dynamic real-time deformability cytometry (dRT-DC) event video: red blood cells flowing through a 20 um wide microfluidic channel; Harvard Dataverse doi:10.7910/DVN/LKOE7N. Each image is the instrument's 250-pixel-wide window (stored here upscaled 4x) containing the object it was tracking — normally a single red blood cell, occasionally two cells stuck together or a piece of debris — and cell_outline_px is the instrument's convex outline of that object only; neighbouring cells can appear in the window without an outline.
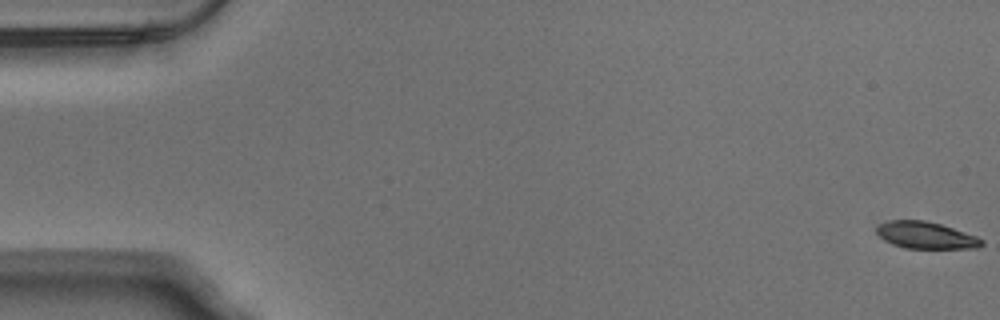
{"species": "Egyptian fruit bat (a non-hibernating species)", "species_latin": "Rousettus aegyptiacus", "temperature_condition": "warm", "stored_images_in_passage": 14, "camera_frame_rate_fps": 3000, "um_per_image_px": 0.085, "animal": {"sex": "male"}, "frame": {"image": 1, "passage_image": 1, "time_ms": 0.0, "image_size_px": [1000, 320], "cell_outline_px": [[984, 244], [980, 248], [908, 248], [892, 244], [884, 240], [876, 232], [876, 228], [880, 224], [888, 220], [924, 220], [940, 224], [976, 236], [984, 240]], "centroid_in_image_um": [78.7, 20.0], "position_along_channel_um": 6.3, "area_um2": 16.36}}
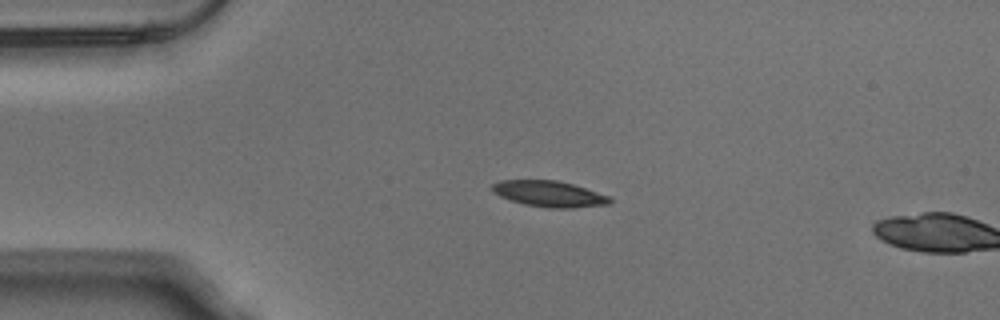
{"frame": {"image": 2, "passage_image": 13, "time_ms": 4.0, "image_size_px": [1000, 320], "cell_outline_px": [[612, 200], [608, 204], [572, 208], [548, 208], [524, 204], [500, 196], [492, 192], [492, 184], [500, 180], [556, 180], [572, 184], [612, 196]], "centroid_in_image_um": [46.7, 16.47], "position_along_channel_um": 38.3, "area_um2": 17.8}}